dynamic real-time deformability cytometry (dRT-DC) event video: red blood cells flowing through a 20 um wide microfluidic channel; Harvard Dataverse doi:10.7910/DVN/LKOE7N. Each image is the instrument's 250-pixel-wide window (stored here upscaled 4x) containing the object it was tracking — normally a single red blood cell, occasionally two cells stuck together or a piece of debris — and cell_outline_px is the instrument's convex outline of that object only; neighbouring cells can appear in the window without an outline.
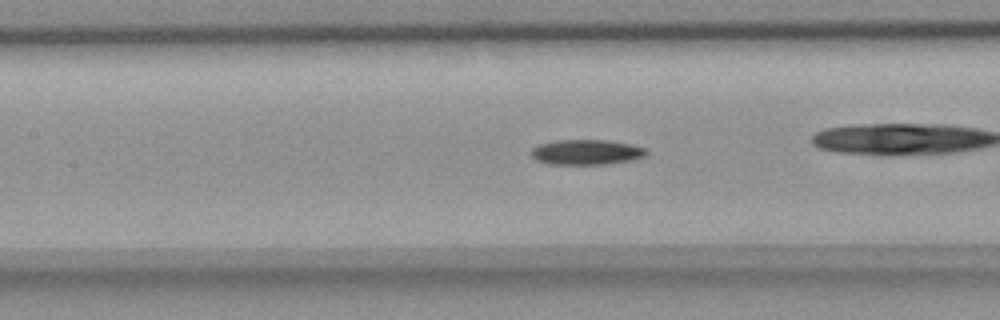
{"species": "common noctule bat (a hibernating species)", "species_latin": "Nyctalus noctula", "temperature_condition": "room temperature", "stored_images_in_passage": 56, "segment_of_instrument_passage": [1, 2], "camera_frame_rate_fps": 3000, "um_per_image_px": 0.085, "animal": {"sex": "female", "body_mass_g": 18.4}, "frame": {"image": 1, "passage_image": 25, "time_ms": 8.0, "image_size_px": [1000, 320], "cell_outline_px": [[648, 156], [628, 160], [604, 164], [548, 164], [536, 160], [532, 156], [532, 148], [536, 144], [556, 140], [608, 140], [632, 144], [644, 148], [648, 152]], "centroid_in_image_um": [49.83, 12.92], "position_along_channel_um": 157.6, "area_um2": 16.94}}